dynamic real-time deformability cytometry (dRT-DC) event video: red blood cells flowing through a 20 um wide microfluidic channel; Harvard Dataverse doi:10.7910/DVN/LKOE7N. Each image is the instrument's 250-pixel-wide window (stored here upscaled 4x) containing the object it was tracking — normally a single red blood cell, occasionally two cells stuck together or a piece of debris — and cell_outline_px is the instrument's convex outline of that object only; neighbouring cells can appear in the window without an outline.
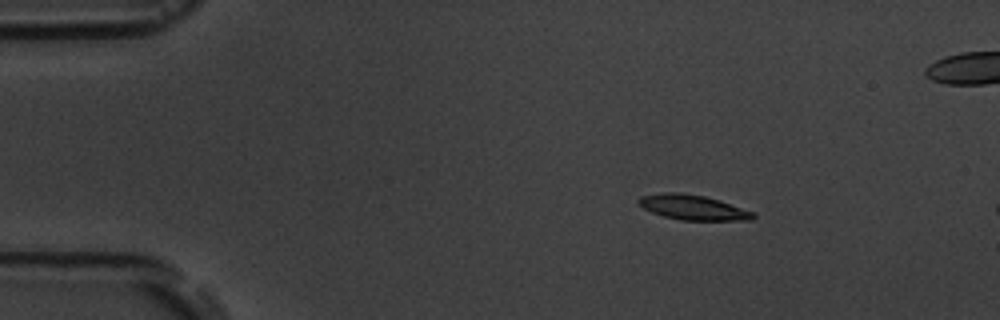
{"species": "common noctule bat (a hibernating species)", "species_latin": "Nyctalus noctula", "temperature_condition": "room temperature", "stored_images_in_passage": 3, "camera_frame_rate_fps": 3000, "um_per_image_px": 0.085, "animal": {"sex": "male", "body_mass_g": 19.5, "forearm_length_mm": 54.6}, "frame": {"image": 1, "passage_image": 1, "time_ms": 0.0, "image_size_px": [1000, 320], "cell_outline_px": [[756, 216], [752, 220], [680, 220], [664, 216], [652, 212], [644, 208], [636, 200], [640, 196], [664, 192], [680, 192], [704, 196], [720, 200], [756, 212]], "centroid_in_image_um": [58.93, 17.62], "position_along_channel_um": 26.1, "area_um2": 16.76}}